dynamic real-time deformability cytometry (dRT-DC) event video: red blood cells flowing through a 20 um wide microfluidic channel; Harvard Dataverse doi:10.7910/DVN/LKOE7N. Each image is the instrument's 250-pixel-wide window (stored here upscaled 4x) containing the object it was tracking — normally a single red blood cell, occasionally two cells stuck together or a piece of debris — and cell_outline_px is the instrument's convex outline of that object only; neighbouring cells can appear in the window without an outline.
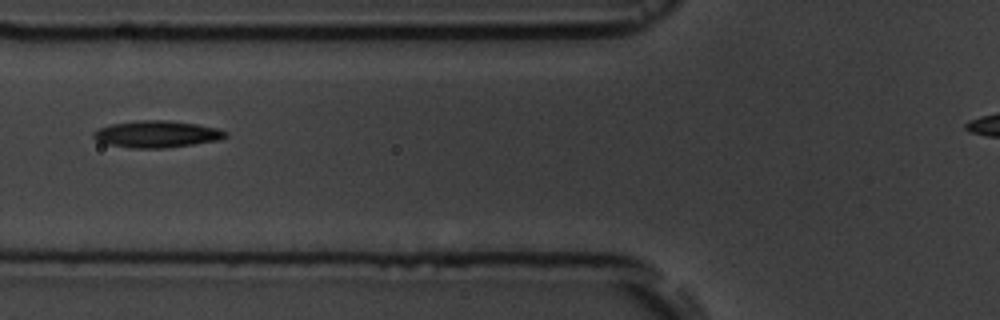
{"species": "common noctule bat (a hibernating species)", "species_latin": "Nyctalus noctula", "temperature_condition": "room temperature", "stored_images_in_passage": 7, "camera_frame_rate_fps": 3000, "um_per_image_px": 0.085, "animal": {"sex": "male", "body_mass_g": 19.5, "forearm_length_mm": 54.6}, "frame": {"image": 1, "passage_image": 4, "time_ms": 3.333, "image_size_px": [1000, 320], "cell_outline_px": [[228, 136], [220, 140], [164, 148], [132, 148], [108, 144], [96, 140], [92, 136], [92, 132], [100, 128], [112, 124], [140, 120], [168, 120], [196, 124], [216, 128], [228, 132]], "centroid_in_image_um": [13.34, 11.4], "position_along_channel_um": 112.5, "area_um2": 20.52}}
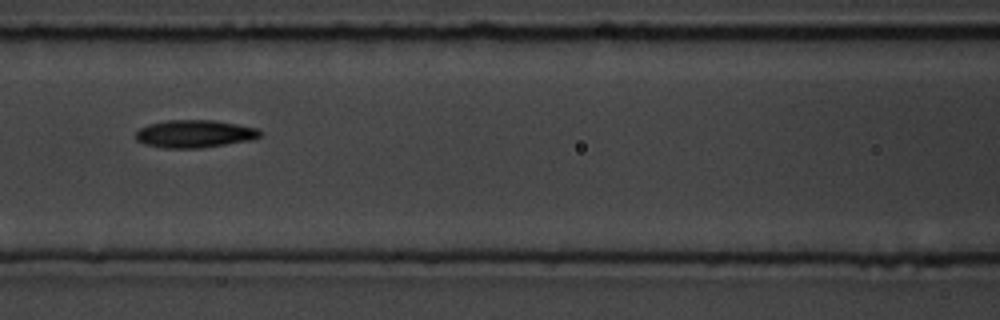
{"frame": {"image": 2, "passage_image": 5, "time_ms": 4.333, "image_size_px": [1000, 320], "cell_outline_px": [[264, 132], [260, 136], [252, 140], [200, 148], [164, 148], [144, 144], [136, 140], [136, 132], [140, 128], [148, 124], [168, 120], [216, 120], [256, 128]], "centroid_in_image_um": [16.54, 11.37], "position_along_channel_um": 150.1, "area_um2": 20.11}}